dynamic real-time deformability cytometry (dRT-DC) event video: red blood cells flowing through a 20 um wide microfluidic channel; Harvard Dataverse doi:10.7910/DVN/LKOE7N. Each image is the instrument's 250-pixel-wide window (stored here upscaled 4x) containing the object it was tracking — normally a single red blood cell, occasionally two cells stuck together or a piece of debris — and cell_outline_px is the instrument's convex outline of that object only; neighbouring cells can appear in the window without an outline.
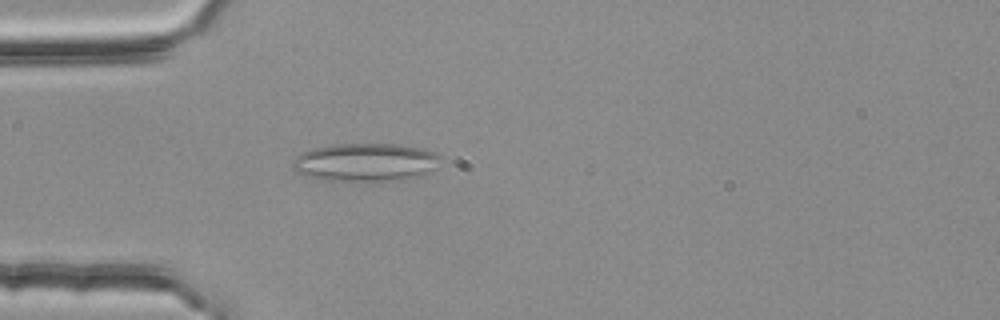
{"species": "common noctule bat (a hibernating species)", "species_latin": "Nyctalus noctula", "temperature_condition": "room temperature", "stored_images_in_passage": 41, "camera_frame_rate_fps": 3000, "um_per_image_px": 0.085, "animal": {"sex": "female", "body_mass_g": 25.1}, "frame": {"image": 1, "passage_image": 6, "time_ms": 1.667, "image_size_px": [1000, 320], "cell_outline_px": [[444, 156], [424, 176], [408, 180], [328, 180], [308, 176], [296, 172], [292, 168], [292, 160], [296, 156], [312, 148], [332, 144], [400, 144], [420, 148]], "centroid_in_image_um": [31.08, 13.78], "position_along_channel_um": 53.9, "area_um2": 32.89}}
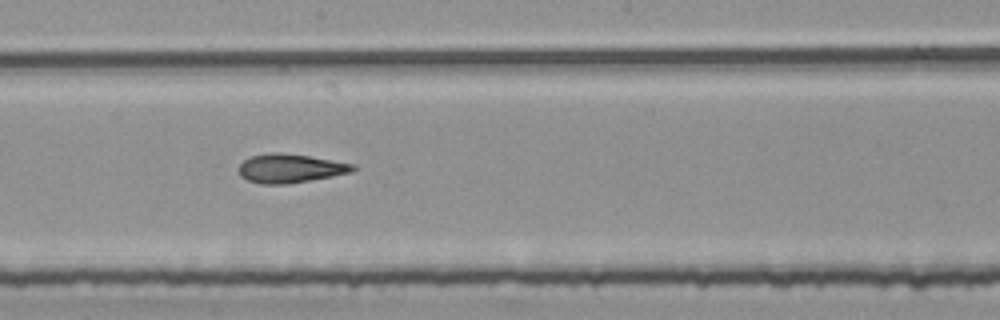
{"frame": {"image": 2, "passage_image": 20, "time_ms": 6.333, "image_size_px": [1000, 320], "cell_outline_px": [[356, 168], [352, 172], [332, 176], [288, 184], [260, 184], [248, 180], [240, 176], [240, 164], [244, 160], [252, 156], [276, 152], [308, 156], [356, 164]], "centroid_in_image_um": [24.69, 14.32], "position_along_channel_um": 223.5, "area_um2": 18.96}}
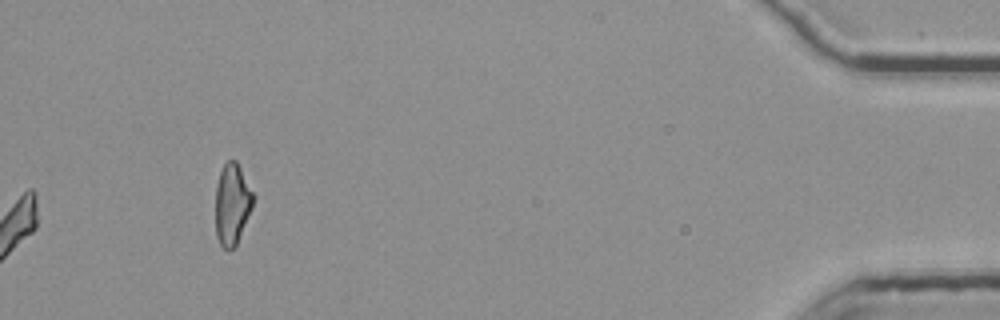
{"frame": {"image": 3, "passage_image": 41, "time_ms": 13.333, "image_size_px": [1000, 320], "cell_outline_px": [[256, 196], [252, 208], [236, 244], [228, 252], [220, 244], [216, 236], [216, 184], [220, 172], [224, 164], [228, 160], [236, 160]], "centroid_in_image_um": [19.74, 17.33], "position_along_channel_um": 415.5, "area_um2": 17.92}, "authors_computed_cell_mechanics": {"area_um2": 18.9584, "velocity_mm_per_s": 3.7794, "shape_relaxation_time_tau1_ms": null, "shape_relaxation_time_tau2_ms": 3.3948, "deformation_change_tau1": null, "deformation_change_tau2": 0.1412}}